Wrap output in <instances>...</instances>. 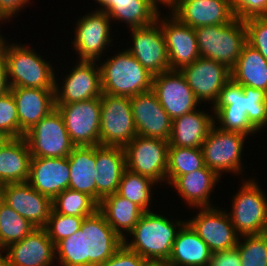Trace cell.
<instances>
[{
	"label": "cell",
	"mask_w": 267,
	"mask_h": 266,
	"mask_svg": "<svg viewBox=\"0 0 267 266\" xmlns=\"http://www.w3.org/2000/svg\"><path fill=\"white\" fill-rule=\"evenodd\" d=\"M263 234L267 237V224Z\"/></svg>",
	"instance_id": "obj_57"
},
{
	"label": "cell",
	"mask_w": 267,
	"mask_h": 266,
	"mask_svg": "<svg viewBox=\"0 0 267 266\" xmlns=\"http://www.w3.org/2000/svg\"><path fill=\"white\" fill-rule=\"evenodd\" d=\"M211 255L208 245L186 221L179 228L168 261L174 266H206Z\"/></svg>",
	"instance_id": "obj_28"
},
{
	"label": "cell",
	"mask_w": 267,
	"mask_h": 266,
	"mask_svg": "<svg viewBox=\"0 0 267 266\" xmlns=\"http://www.w3.org/2000/svg\"><path fill=\"white\" fill-rule=\"evenodd\" d=\"M200 209V213L187 223L208 245L210 251L213 253L235 248L239 238L229 215L214 207Z\"/></svg>",
	"instance_id": "obj_15"
},
{
	"label": "cell",
	"mask_w": 267,
	"mask_h": 266,
	"mask_svg": "<svg viewBox=\"0 0 267 266\" xmlns=\"http://www.w3.org/2000/svg\"><path fill=\"white\" fill-rule=\"evenodd\" d=\"M123 239L97 209L84 217L80 229L55 244L61 266H99L121 246Z\"/></svg>",
	"instance_id": "obj_1"
},
{
	"label": "cell",
	"mask_w": 267,
	"mask_h": 266,
	"mask_svg": "<svg viewBox=\"0 0 267 266\" xmlns=\"http://www.w3.org/2000/svg\"><path fill=\"white\" fill-rule=\"evenodd\" d=\"M100 145L125 147L135 136L130 97L102 93Z\"/></svg>",
	"instance_id": "obj_6"
},
{
	"label": "cell",
	"mask_w": 267,
	"mask_h": 266,
	"mask_svg": "<svg viewBox=\"0 0 267 266\" xmlns=\"http://www.w3.org/2000/svg\"><path fill=\"white\" fill-rule=\"evenodd\" d=\"M213 118L215 117L195 109L173 119L169 146L201 148L215 124Z\"/></svg>",
	"instance_id": "obj_27"
},
{
	"label": "cell",
	"mask_w": 267,
	"mask_h": 266,
	"mask_svg": "<svg viewBox=\"0 0 267 266\" xmlns=\"http://www.w3.org/2000/svg\"><path fill=\"white\" fill-rule=\"evenodd\" d=\"M75 146L100 145V97L75 103L55 104Z\"/></svg>",
	"instance_id": "obj_7"
},
{
	"label": "cell",
	"mask_w": 267,
	"mask_h": 266,
	"mask_svg": "<svg viewBox=\"0 0 267 266\" xmlns=\"http://www.w3.org/2000/svg\"><path fill=\"white\" fill-rule=\"evenodd\" d=\"M213 107V111H237L246 112L247 114V99L242 85L230 79L223 86Z\"/></svg>",
	"instance_id": "obj_42"
},
{
	"label": "cell",
	"mask_w": 267,
	"mask_h": 266,
	"mask_svg": "<svg viewBox=\"0 0 267 266\" xmlns=\"http://www.w3.org/2000/svg\"><path fill=\"white\" fill-rule=\"evenodd\" d=\"M215 127L214 124L202 143L205 166L212 169L219 177L220 172L224 170L240 173L241 153L247 135Z\"/></svg>",
	"instance_id": "obj_11"
},
{
	"label": "cell",
	"mask_w": 267,
	"mask_h": 266,
	"mask_svg": "<svg viewBox=\"0 0 267 266\" xmlns=\"http://www.w3.org/2000/svg\"><path fill=\"white\" fill-rule=\"evenodd\" d=\"M3 202H4V198H3L2 191L0 189V209H1V205L3 204Z\"/></svg>",
	"instance_id": "obj_55"
},
{
	"label": "cell",
	"mask_w": 267,
	"mask_h": 266,
	"mask_svg": "<svg viewBox=\"0 0 267 266\" xmlns=\"http://www.w3.org/2000/svg\"><path fill=\"white\" fill-rule=\"evenodd\" d=\"M245 241L237 243L241 266H267V237L264 234L244 235Z\"/></svg>",
	"instance_id": "obj_38"
},
{
	"label": "cell",
	"mask_w": 267,
	"mask_h": 266,
	"mask_svg": "<svg viewBox=\"0 0 267 266\" xmlns=\"http://www.w3.org/2000/svg\"><path fill=\"white\" fill-rule=\"evenodd\" d=\"M169 55L170 70H180L200 57L194 28L182 23L172 14L171 19L160 22ZM168 21V22H167Z\"/></svg>",
	"instance_id": "obj_20"
},
{
	"label": "cell",
	"mask_w": 267,
	"mask_h": 266,
	"mask_svg": "<svg viewBox=\"0 0 267 266\" xmlns=\"http://www.w3.org/2000/svg\"><path fill=\"white\" fill-rule=\"evenodd\" d=\"M109 22L107 13L100 10L78 20L73 46L80 60L100 59V54L111 41Z\"/></svg>",
	"instance_id": "obj_21"
},
{
	"label": "cell",
	"mask_w": 267,
	"mask_h": 266,
	"mask_svg": "<svg viewBox=\"0 0 267 266\" xmlns=\"http://www.w3.org/2000/svg\"><path fill=\"white\" fill-rule=\"evenodd\" d=\"M4 203L36 228H45L52 210V200L28 182L0 186Z\"/></svg>",
	"instance_id": "obj_17"
},
{
	"label": "cell",
	"mask_w": 267,
	"mask_h": 266,
	"mask_svg": "<svg viewBox=\"0 0 267 266\" xmlns=\"http://www.w3.org/2000/svg\"><path fill=\"white\" fill-rule=\"evenodd\" d=\"M4 251L2 248H0V251ZM0 266H5V256H3L0 252Z\"/></svg>",
	"instance_id": "obj_53"
},
{
	"label": "cell",
	"mask_w": 267,
	"mask_h": 266,
	"mask_svg": "<svg viewBox=\"0 0 267 266\" xmlns=\"http://www.w3.org/2000/svg\"><path fill=\"white\" fill-rule=\"evenodd\" d=\"M211 266H241V258L237 247L224 251L213 252Z\"/></svg>",
	"instance_id": "obj_47"
},
{
	"label": "cell",
	"mask_w": 267,
	"mask_h": 266,
	"mask_svg": "<svg viewBox=\"0 0 267 266\" xmlns=\"http://www.w3.org/2000/svg\"><path fill=\"white\" fill-rule=\"evenodd\" d=\"M102 93L132 97L152 90L150 74L127 50L100 65Z\"/></svg>",
	"instance_id": "obj_4"
},
{
	"label": "cell",
	"mask_w": 267,
	"mask_h": 266,
	"mask_svg": "<svg viewBox=\"0 0 267 266\" xmlns=\"http://www.w3.org/2000/svg\"><path fill=\"white\" fill-rule=\"evenodd\" d=\"M152 91L172 120L194 111L199 104L180 70L153 76Z\"/></svg>",
	"instance_id": "obj_12"
},
{
	"label": "cell",
	"mask_w": 267,
	"mask_h": 266,
	"mask_svg": "<svg viewBox=\"0 0 267 266\" xmlns=\"http://www.w3.org/2000/svg\"><path fill=\"white\" fill-rule=\"evenodd\" d=\"M180 72L200 101L218 99L223 86L231 79V69L212 59L199 57L192 64L183 66Z\"/></svg>",
	"instance_id": "obj_13"
},
{
	"label": "cell",
	"mask_w": 267,
	"mask_h": 266,
	"mask_svg": "<svg viewBox=\"0 0 267 266\" xmlns=\"http://www.w3.org/2000/svg\"><path fill=\"white\" fill-rule=\"evenodd\" d=\"M146 260L138 253L129 250L124 244L99 266H144Z\"/></svg>",
	"instance_id": "obj_46"
},
{
	"label": "cell",
	"mask_w": 267,
	"mask_h": 266,
	"mask_svg": "<svg viewBox=\"0 0 267 266\" xmlns=\"http://www.w3.org/2000/svg\"><path fill=\"white\" fill-rule=\"evenodd\" d=\"M36 227L4 202L0 209V248L21 241Z\"/></svg>",
	"instance_id": "obj_36"
},
{
	"label": "cell",
	"mask_w": 267,
	"mask_h": 266,
	"mask_svg": "<svg viewBox=\"0 0 267 266\" xmlns=\"http://www.w3.org/2000/svg\"><path fill=\"white\" fill-rule=\"evenodd\" d=\"M136 133L143 137L169 141L172 119L161 106L155 93L150 90L130 97Z\"/></svg>",
	"instance_id": "obj_16"
},
{
	"label": "cell",
	"mask_w": 267,
	"mask_h": 266,
	"mask_svg": "<svg viewBox=\"0 0 267 266\" xmlns=\"http://www.w3.org/2000/svg\"><path fill=\"white\" fill-rule=\"evenodd\" d=\"M247 99V118L259 131L267 124V92L249 86H242Z\"/></svg>",
	"instance_id": "obj_39"
},
{
	"label": "cell",
	"mask_w": 267,
	"mask_h": 266,
	"mask_svg": "<svg viewBox=\"0 0 267 266\" xmlns=\"http://www.w3.org/2000/svg\"><path fill=\"white\" fill-rule=\"evenodd\" d=\"M219 178L212 169L204 166L179 176L172 184L190 206L211 207L209 194Z\"/></svg>",
	"instance_id": "obj_31"
},
{
	"label": "cell",
	"mask_w": 267,
	"mask_h": 266,
	"mask_svg": "<svg viewBox=\"0 0 267 266\" xmlns=\"http://www.w3.org/2000/svg\"><path fill=\"white\" fill-rule=\"evenodd\" d=\"M205 166L201 148L168 147L166 179L172 183L181 175L191 173Z\"/></svg>",
	"instance_id": "obj_34"
},
{
	"label": "cell",
	"mask_w": 267,
	"mask_h": 266,
	"mask_svg": "<svg viewBox=\"0 0 267 266\" xmlns=\"http://www.w3.org/2000/svg\"><path fill=\"white\" fill-rule=\"evenodd\" d=\"M0 134L8 138L24 137L25 133L19 127L17 106L12 93L0 96Z\"/></svg>",
	"instance_id": "obj_41"
},
{
	"label": "cell",
	"mask_w": 267,
	"mask_h": 266,
	"mask_svg": "<svg viewBox=\"0 0 267 266\" xmlns=\"http://www.w3.org/2000/svg\"><path fill=\"white\" fill-rule=\"evenodd\" d=\"M8 139L7 136L0 134V148L3 145V143Z\"/></svg>",
	"instance_id": "obj_54"
},
{
	"label": "cell",
	"mask_w": 267,
	"mask_h": 266,
	"mask_svg": "<svg viewBox=\"0 0 267 266\" xmlns=\"http://www.w3.org/2000/svg\"><path fill=\"white\" fill-rule=\"evenodd\" d=\"M98 209V204L87 194L66 189L52 200V210L69 216L87 217Z\"/></svg>",
	"instance_id": "obj_37"
},
{
	"label": "cell",
	"mask_w": 267,
	"mask_h": 266,
	"mask_svg": "<svg viewBox=\"0 0 267 266\" xmlns=\"http://www.w3.org/2000/svg\"><path fill=\"white\" fill-rule=\"evenodd\" d=\"M97 2L100 3L104 7V9H100V11L105 12L109 8V0H96Z\"/></svg>",
	"instance_id": "obj_52"
},
{
	"label": "cell",
	"mask_w": 267,
	"mask_h": 266,
	"mask_svg": "<svg viewBox=\"0 0 267 266\" xmlns=\"http://www.w3.org/2000/svg\"><path fill=\"white\" fill-rule=\"evenodd\" d=\"M195 30L200 57L212 59L232 69L247 43L244 20L198 27Z\"/></svg>",
	"instance_id": "obj_3"
},
{
	"label": "cell",
	"mask_w": 267,
	"mask_h": 266,
	"mask_svg": "<svg viewBox=\"0 0 267 266\" xmlns=\"http://www.w3.org/2000/svg\"><path fill=\"white\" fill-rule=\"evenodd\" d=\"M169 142L160 138L135 136L125 147L126 168L160 182L166 179Z\"/></svg>",
	"instance_id": "obj_9"
},
{
	"label": "cell",
	"mask_w": 267,
	"mask_h": 266,
	"mask_svg": "<svg viewBox=\"0 0 267 266\" xmlns=\"http://www.w3.org/2000/svg\"><path fill=\"white\" fill-rule=\"evenodd\" d=\"M24 138L31 157H68L75 147L56 108L26 132Z\"/></svg>",
	"instance_id": "obj_8"
},
{
	"label": "cell",
	"mask_w": 267,
	"mask_h": 266,
	"mask_svg": "<svg viewBox=\"0 0 267 266\" xmlns=\"http://www.w3.org/2000/svg\"><path fill=\"white\" fill-rule=\"evenodd\" d=\"M105 12L110 19L127 22L131 29L153 24L160 11L149 0H109Z\"/></svg>",
	"instance_id": "obj_33"
},
{
	"label": "cell",
	"mask_w": 267,
	"mask_h": 266,
	"mask_svg": "<svg viewBox=\"0 0 267 266\" xmlns=\"http://www.w3.org/2000/svg\"><path fill=\"white\" fill-rule=\"evenodd\" d=\"M31 153L24 137L8 138L0 148V186L29 179Z\"/></svg>",
	"instance_id": "obj_26"
},
{
	"label": "cell",
	"mask_w": 267,
	"mask_h": 266,
	"mask_svg": "<svg viewBox=\"0 0 267 266\" xmlns=\"http://www.w3.org/2000/svg\"><path fill=\"white\" fill-rule=\"evenodd\" d=\"M247 30V43L257 49L267 59V16L244 20Z\"/></svg>",
	"instance_id": "obj_43"
},
{
	"label": "cell",
	"mask_w": 267,
	"mask_h": 266,
	"mask_svg": "<svg viewBox=\"0 0 267 266\" xmlns=\"http://www.w3.org/2000/svg\"><path fill=\"white\" fill-rule=\"evenodd\" d=\"M69 189L89 195L96 202V146H75L68 156Z\"/></svg>",
	"instance_id": "obj_29"
},
{
	"label": "cell",
	"mask_w": 267,
	"mask_h": 266,
	"mask_svg": "<svg viewBox=\"0 0 267 266\" xmlns=\"http://www.w3.org/2000/svg\"><path fill=\"white\" fill-rule=\"evenodd\" d=\"M96 61L80 60L64 80L63 89L59 90L55 80V104L75 103L102 95L100 66Z\"/></svg>",
	"instance_id": "obj_18"
},
{
	"label": "cell",
	"mask_w": 267,
	"mask_h": 266,
	"mask_svg": "<svg viewBox=\"0 0 267 266\" xmlns=\"http://www.w3.org/2000/svg\"><path fill=\"white\" fill-rule=\"evenodd\" d=\"M236 18L246 20L267 16V0H229Z\"/></svg>",
	"instance_id": "obj_45"
},
{
	"label": "cell",
	"mask_w": 267,
	"mask_h": 266,
	"mask_svg": "<svg viewBox=\"0 0 267 266\" xmlns=\"http://www.w3.org/2000/svg\"><path fill=\"white\" fill-rule=\"evenodd\" d=\"M184 224L185 222L178 221L175 225L166 217L147 211L130 232L133 241L128 244L127 239H124L123 244L146 261L168 260L179 232L176 226L182 227Z\"/></svg>",
	"instance_id": "obj_2"
},
{
	"label": "cell",
	"mask_w": 267,
	"mask_h": 266,
	"mask_svg": "<svg viewBox=\"0 0 267 266\" xmlns=\"http://www.w3.org/2000/svg\"><path fill=\"white\" fill-rule=\"evenodd\" d=\"M5 250V266H50L56 255L55 244L45 228L34 229Z\"/></svg>",
	"instance_id": "obj_19"
},
{
	"label": "cell",
	"mask_w": 267,
	"mask_h": 266,
	"mask_svg": "<svg viewBox=\"0 0 267 266\" xmlns=\"http://www.w3.org/2000/svg\"><path fill=\"white\" fill-rule=\"evenodd\" d=\"M144 266H174L168 260L146 261Z\"/></svg>",
	"instance_id": "obj_51"
},
{
	"label": "cell",
	"mask_w": 267,
	"mask_h": 266,
	"mask_svg": "<svg viewBox=\"0 0 267 266\" xmlns=\"http://www.w3.org/2000/svg\"><path fill=\"white\" fill-rule=\"evenodd\" d=\"M133 47L127 49L153 76L170 70L165 37L155 21L153 24L131 28Z\"/></svg>",
	"instance_id": "obj_14"
},
{
	"label": "cell",
	"mask_w": 267,
	"mask_h": 266,
	"mask_svg": "<svg viewBox=\"0 0 267 266\" xmlns=\"http://www.w3.org/2000/svg\"><path fill=\"white\" fill-rule=\"evenodd\" d=\"M151 4L158 10V7L156 4L158 2H161L162 4H166L170 9L172 8V11L178 6L180 0H149ZM158 1V2H157Z\"/></svg>",
	"instance_id": "obj_50"
},
{
	"label": "cell",
	"mask_w": 267,
	"mask_h": 266,
	"mask_svg": "<svg viewBox=\"0 0 267 266\" xmlns=\"http://www.w3.org/2000/svg\"><path fill=\"white\" fill-rule=\"evenodd\" d=\"M83 220L84 217L63 215L51 210L45 229L49 238L56 244L77 232Z\"/></svg>",
	"instance_id": "obj_40"
},
{
	"label": "cell",
	"mask_w": 267,
	"mask_h": 266,
	"mask_svg": "<svg viewBox=\"0 0 267 266\" xmlns=\"http://www.w3.org/2000/svg\"><path fill=\"white\" fill-rule=\"evenodd\" d=\"M231 79L242 86L267 92V59L246 43L235 66L231 69Z\"/></svg>",
	"instance_id": "obj_32"
},
{
	"label": "cell",
	"mask_w": 267,
	"mask_h": 266,
	"mask_svg": "<svg viewBox=\"0 0 267 266\" xmlns=\"http://www.w3.org/2000/svg\"><path fill=\"white\" fill-rule=\"evenodd\" d=\"M171 13L194 29L228 24L236 18L229 0H180Z\"/></svg>",
	"instance_id": "obj_23"
},
{
	"label": "cell",
	"mask_w": 267,
	"mask_h": 266,
	"mask_svg": "<svg viewBox=\"0 0 267 266\" xmlns=\"http://www.w3.org/2000/svg\"><path fill=\"white\" fill-rule=\"evenodd\" d=\"M1 50L7 61L11 88L55 89L56 78L52 66L32 49L23 45L8 46L3 40Z\"/></svg>",
	"instance_id": "obj_5"
},
{
	"label": "cell",
	"mask_w": 267,
	"mask_h": 266,
	"mask_svg": "<svg viewBox=\"0 0 267 266\" xmlns=\"http://www.w3.org/2000/svg\"><path fill=\"white\" fill-rule=\"evenodd\" d=\"M234 197L229 218L240 236L263 234L267 224V199L252 180L245 181Z\"/></svg>",
	"instance_id": "obj_10"
},
{
	"label": "cell",
	"mask_w": 267,
	"mask_h": 266,
	"mask_svg": "<svg viewBox=\"0 0 267 266\" xmlns=\"http://www.w3.org/2000/svg\"><path fill=\"white\" fill-rule=\"evenodd\" d=\"M70 172L68 157H31L27 182L53 200L69 188Z\"/></svg>",
	"instance_id": "obj_22"
},
{
	"label": "cell",
	"mask_w": 267,
	"mask_h": 266,
	"mask_svg": "<svg viewBox=\"0 0 267 266\" xmlns=\"http://www.w3.org/2000/svg\"><path fill=\"white\" fill-rule=\"evenodd\" d=\"M0 21H2L1 19H0ZM3 38L0 36V50H1V46H2V42H3Z\"/></svg>",
	"instance_id": "obj_56"
},
{
	"label": "cell",
	"mask_w": 267,
	"mask_h": 266,
	"mask_svg": "<svg viewBox=\"0 0 267 266\" xmlns=\"http://www.w3.org/2000/svg\"><path fill=\"white\" fill-rule=\"evenodd\" d=\"M126 169L124 147L96 145V203L118 191L122 174Z\"/></svg>",
	"instance_id": "obj_24"
},
{
	"label": "cell",
	"mask_w": 267,
	"mask_h": 266,
	"mask_svg": "<svg viewBox=\"0 0 267 266\" xmlns=\"http://www.w3.org/2000/svg\"><path fill=\"white\" fill-rule=\"evenodd\" d=\"M11 89L8 70H7V61L2 50H0V96L7 94Z\"/></svg>",
	"instance_id": "obj_49"
},
{
	"label": "cell",
	"mask_w": 267,
	"mask_h": 266,
	"mask_svg": "<svg viewBox=\"0 0 267 266\" xmlns=\"http://www.w3.org/2000/svg\"><path fill=\"white\" fill-rule=\"evenodd\" d=\"M98 210L123 240L126 239V235L122 230L130 233L144 213L138 205L120 196L117 192L102 198L98 204Z\"/></svg>",
	"instance_id": "obj_30"
},
{
	"label": "cell",
	"mask_w": 267,
	"mask_h": 266,
	"mask_svg": "<svg viewBox=\"0 0 267 266\" xmlns=\"http://www.w3.org/2000/svg\"><path fill=\"white\" fill-rule=\"evenodd\" d=\"M156 183L151 178L124 170L117 193L138 205L144 212L149 210L151 203V186Z\"/></svg>",
	"instance_id": "obj_35"
},
{
	"label": "cell",
	"mask_w": 267,
	"mask_h": 266,
	"mask_svg": "<svg viewBox=\"0 0 267 266\" xmlns=\"http://www.w3.org/2000/svg\"><path fill=\"white\" fill-rule=\"evenodd\" d=\"M19 118V127L26 133L55 109L54 89L11 88Z\"/></svg>",
	"instance_id": "obj_25"
},
{
	"label": "cell",
	"mask_w": 267,
	"mask_h": 266,
	"mask_svg": "<svg viewBox=\"0 0 267 266\" xmlns=\"http://www.w3.org/2000/svg\"><path fill=\"white\" fill-rule=\"evenodd\" d=\"M215 117L222 126L218 127L225 131L238 132L244 135L257 131L249 122L246 112L237 111H214Z\"/></svg>",
	"instance_id": "obj_44"
},
{
	"label": "cell",
	"mask_w": 267,
	"mask_h": 266,
	"mask_svg": "<svg viewBox=\"0 0 267 266\" xmlns=\"http://www.w3.org/2000/svg\"><path fill=\"white\" fill-rule=\"evenodd\" d=\"M29 0H0V19L13 17Z\"/></svg>",
	"instance_id": "obj_48"
}]
</instances>
